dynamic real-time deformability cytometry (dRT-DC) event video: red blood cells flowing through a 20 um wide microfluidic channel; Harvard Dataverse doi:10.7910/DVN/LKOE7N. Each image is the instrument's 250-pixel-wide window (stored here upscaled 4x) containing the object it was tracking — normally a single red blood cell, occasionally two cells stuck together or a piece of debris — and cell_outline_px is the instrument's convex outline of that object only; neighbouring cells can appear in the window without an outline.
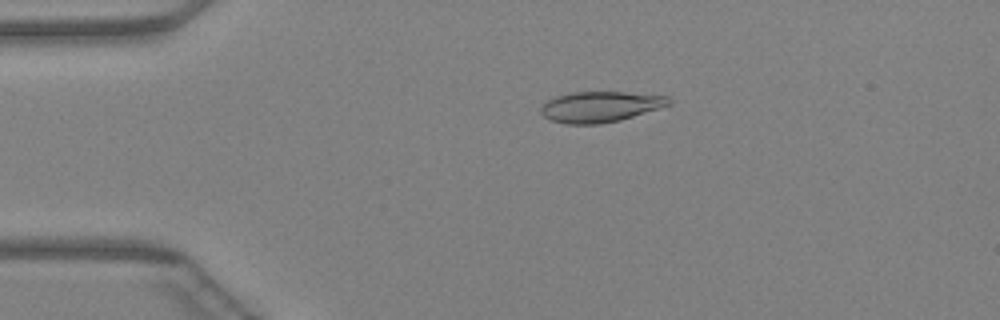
{"species": "Egyptian fruit bat (a non-hibernating species)", "species_latin": "Rousettus aegyptiacus", "temperature_condition": "warm", "stored_images_in_passage": 13, "camera_frame_rate_fps": 3000, "um_per_image_px": 0.085, "animal": {"sex": "female"}, "frame": {"image": 1, "passage_image": 10, "time_ms": 3.0, "image_size_px": [1000, 320], "cell_outline_px": [[672, 104], [660, 108], [620, 120], [600, 124], [564, 124], [552, 120], [544, 116], [540, 112], [540, 108], [548, 100], [556, 96], [572, 92], [624, 92], [668, 96], [672, 100]], "centroid_in_image_um": [51.04, 9.07], "position_along_channel_um": 34.0, "area_um2": 22.89}}